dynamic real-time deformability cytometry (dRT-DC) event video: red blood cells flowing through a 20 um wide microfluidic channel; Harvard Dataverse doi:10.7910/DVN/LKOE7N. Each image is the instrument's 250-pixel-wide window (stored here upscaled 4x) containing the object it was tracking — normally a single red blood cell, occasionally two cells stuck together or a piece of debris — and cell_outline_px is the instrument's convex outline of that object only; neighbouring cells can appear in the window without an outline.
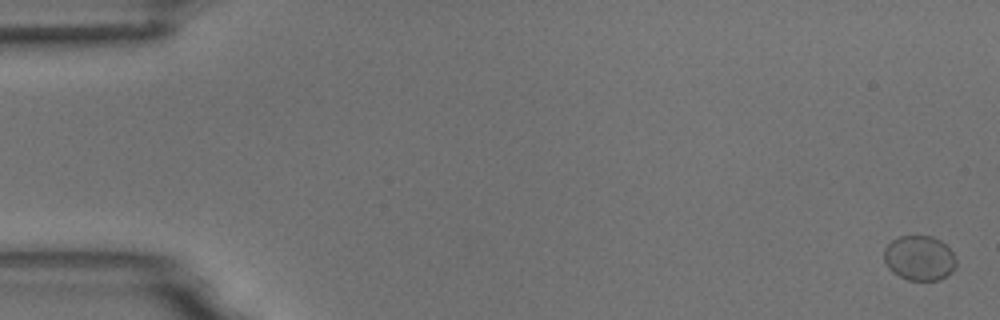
{"species": "common noctule bat (a hibernating species)", "species_latin": "Nyctalus noctula", "temperature_condition": "room temperature", "stored_images_in_passage": 5, "camera_frame_rate_fps": 3000, "um_per_image_px": 0.085, "animal": {"sex": "male", "body_mass_g": 18.8}, "frame": {"image": 1, "passage_image": 1, "time_ms": 0.0, "image_size_px": [1000, 320], "cell_outline_px": [[956, 268], [948, 276], [940, 280], [908, 280], [892, 272], [888, 268], [884, 260], [884, 248], [892, 240], [900, 236], [932, 236], [940, 240], [952, 252], [956, 260]], "centroid_in_image_um": [78.15, 21.94], "position_along_channel_um": 6.8, "area_um2": 18.96}}
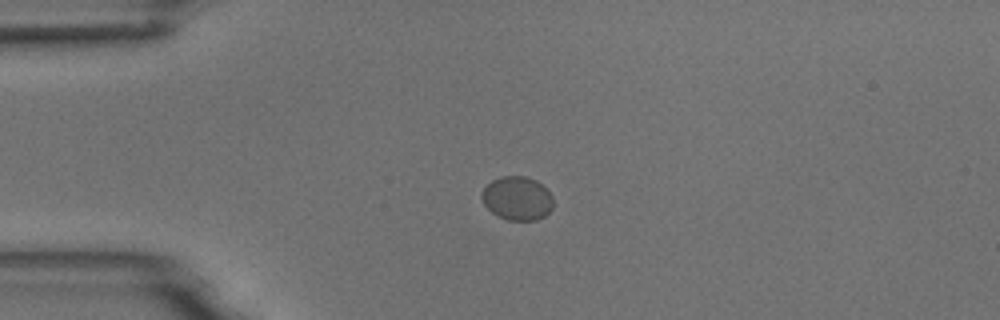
{"frame": {"image": 2, "passage_image": 4, "time_ms": 4.333, "image_size_px": [1000, 320], "cell_outline_px": [[552, 208], [544, 216], [536, 220], [508, 220], [492, 212], [484, 204], [480, 196], [480, 192], [492, 180], [500, 176], [524, 176], [536, 180], [552, 196]], "centroid_in_image_um": [43.93, 16.85], "position_along_channel_um": 41.1, "area_um2": 18.03}}